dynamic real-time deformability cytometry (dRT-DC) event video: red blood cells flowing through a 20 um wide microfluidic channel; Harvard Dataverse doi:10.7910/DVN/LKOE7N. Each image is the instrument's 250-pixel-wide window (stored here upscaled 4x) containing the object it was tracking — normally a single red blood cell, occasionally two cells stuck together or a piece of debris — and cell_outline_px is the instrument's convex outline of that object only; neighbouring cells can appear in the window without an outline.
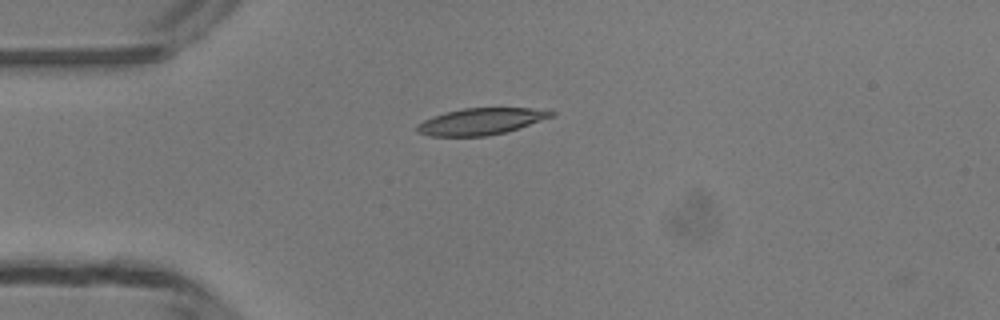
{"species": "common noctule bat (a hibernating species)", "species_latin": "Nyctalus noctula", "temperature_condition": "room temperature", "stored_images_in_passage": 37, "camera_frame_rate_fps": 3000, "um_per_image_px": 0.085, "animal": {"sex": "male", "body_mass_g": 13.3}, "frame": {"image": 1, "passage_image": 1, "time_ms": 0.0, "image_size_px": [1000, 320], "cell_outline_px": [[556, 112], [552, 116], [504, 132], [488, 136], [432, 136], [416, 132], [416, 124], [432, 116], [444, 112], [464, 108], [532, 108]], "centroid_in_image_um": [40.78, 10.32], "position_along_channel_um": 44.2, "area_um2": 20.52}}
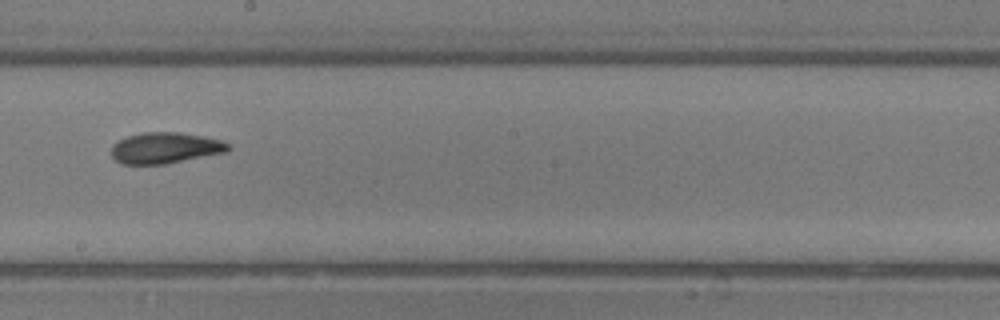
{"frame": {"image": 2, "passage_image": 16, "time_ms": 5.0, "image_size_px": [1000, 320], "cell_outline_px": [[232, 148], [228, 152], [164, 164], [120, 164], [112, 156], [112, 144], [116, 140], [128, 136], [144, 132], [180, 132], [204, 136], [224, 140], [232, 144]], "centroid_in_image_um": [14.1, 12.56], "position_along_channel_um": 234.1, "area_um2": 21.5}}
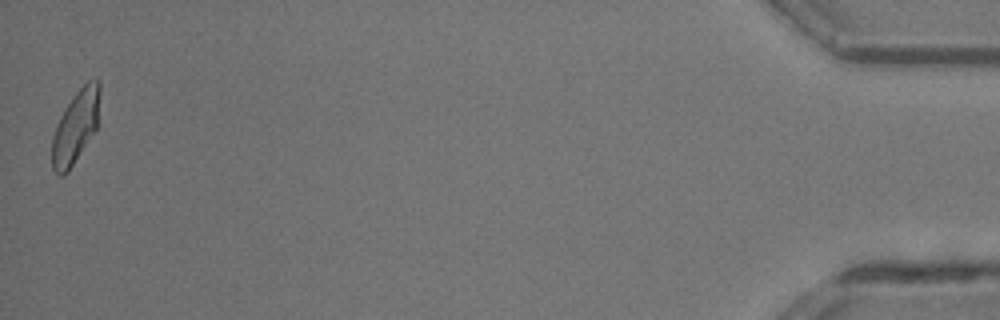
{"frame": {"image": 3, "passage_image": 37, "time_ms": 12.0, "image_size_px": [1000, 320], "cell_outline_px": [[100, 92], [96, 128], [68, 172], [60, 176], [52, 168], [52, 136], [60, 116], [72, 96], [88, 80], [100, 80]], "centroid_in_image_um": [6.41, 10.76], "position_along_channel_um": 428.8, "area_um2": 19.94}, "authors_computed_cell_mechanics": {"area_um2": 21.1548, "velocity_mm_per_s": 4.2022, "shape_relaxation_time_tau1_ms": 7.2163, "shape_relaxation_time_tau2_ms": 1.7631, "deformation_change_tau1": 0.1936, "deformation_change_tau2": 0.0824}}